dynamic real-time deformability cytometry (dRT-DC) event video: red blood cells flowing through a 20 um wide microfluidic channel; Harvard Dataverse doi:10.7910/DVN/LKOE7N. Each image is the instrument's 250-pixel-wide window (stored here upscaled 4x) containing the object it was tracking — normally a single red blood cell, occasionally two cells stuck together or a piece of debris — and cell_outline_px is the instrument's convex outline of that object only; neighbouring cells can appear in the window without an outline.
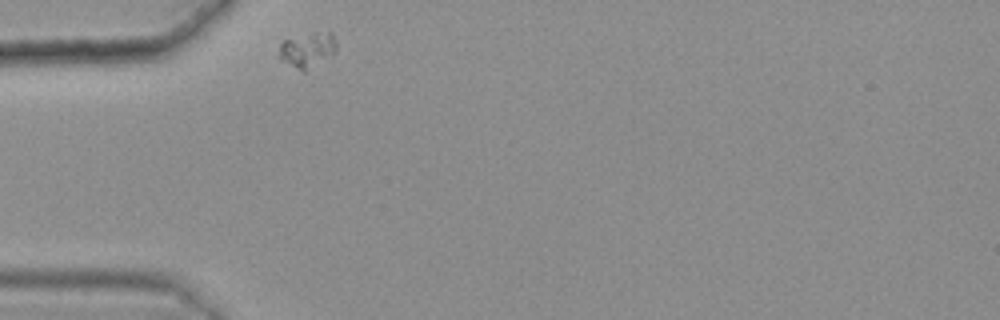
{"species": "common noctule bat (a hibernating species)", "species_latin": "Nyctalus noctula", "temperature_condition": "warm", "stored_images_in_passage": 47, "camera_frame_rate_fps": 3000, "um_per_image_px": 0.085, "animal": {"sex": "female", "body_mass_g": 25.1}, "frame": {"image": 1, "passage_image": 1, "time_ms": 0.0, "image_size_px": [1000, 320], "cell_outline_px": [[336, 52], [304, 72], [300, 72], [280, 60], [276, 56], [280, 44], [284, 40], [316, 32], [332, 32], [336, 40]], "centroid_in_image_um": [26.1, 4.26], "position_along_channel_um": 58.9, "area_um2": 11.91}}
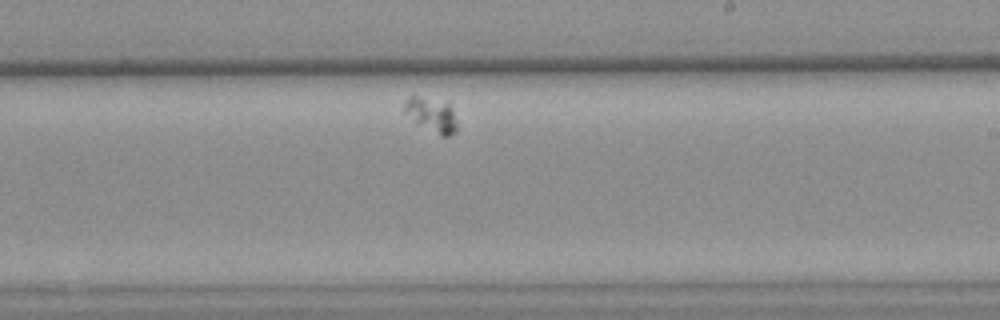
{"frame": {"image": 2, "passage_image": 21, "time_ms": 6.667, "image_size_px": [1000, 320], "cell_outline_px": [[456, 132], [448, 136], [440, 136], [416, 124], [404, 112], [404, 104], [408, 96], [416, 96], [448, 104], [452, 112], [456, 124]], "centroid_in_image_um": [36.63, 9.8], "position_along_channel_um": 252.4, "area_um2": 10.29}}
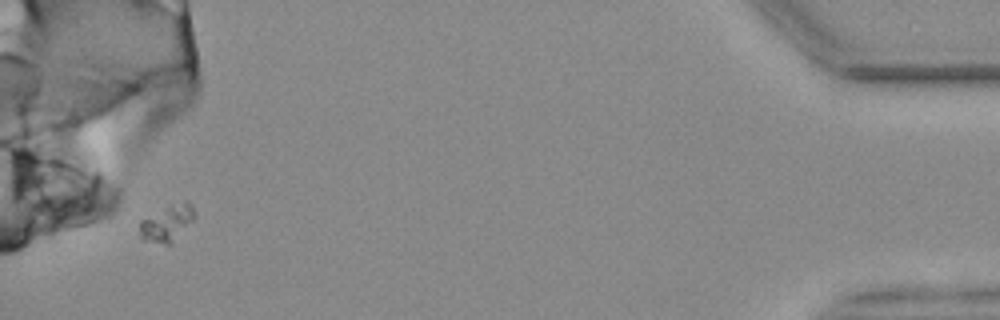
{"frame": {"image": 3, "passage_image": 46, "time_ms": 15.0, "image_size_px": [1000, 320], "cell_outline_px": [[196, 216], [172, 244], [168, 244], [144, 240], [140, 236], [140, 220], [172, 204], [184, 200], [188, 200]], "centroid_in_image_um": [14.22, 18.96], "position_along_channel_um": 421.0, "area_um2": 11.44}}